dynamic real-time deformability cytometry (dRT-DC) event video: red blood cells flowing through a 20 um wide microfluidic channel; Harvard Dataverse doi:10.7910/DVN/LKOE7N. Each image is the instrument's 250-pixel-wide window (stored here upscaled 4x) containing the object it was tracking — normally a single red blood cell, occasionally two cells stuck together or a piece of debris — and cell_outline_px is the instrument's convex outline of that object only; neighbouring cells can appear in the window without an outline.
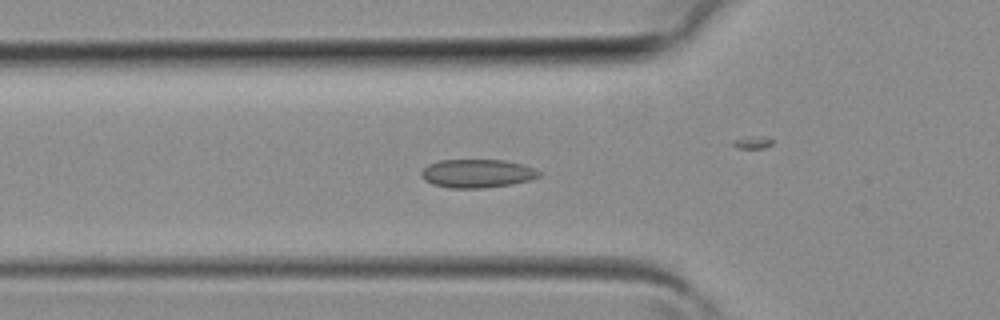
{"species": "common noctule bat (a hibernating species)", "species_latin": "Nyctalus noctula", "temperature_condition": "room temperature", "stored_images_in_passage": 41, "camera_frame_rate_fps": 3000, "um_per_image_px": 0.085, "animal": {"sex": "female", "body_mass_g": 19.3, "forearm_length_mm": 54.1}, "frame": {"image": 1, "passage_image": 14, "time_ms": 4.333, "image_size_px": [1000, 320], "cell_outline_px": [[540, 176], [528, 180], [512, 184], [480, 188], [448, 188], [432, 184], [424, 180], [420, 176], [420, 172], [428, 164], [440, 160], [504, 160], [524, 164], [540, 172]], "centroid_in_image_um": [40.51, 14.74], "position_along_channel_um": 85.3, "area_um2": 19.54}}
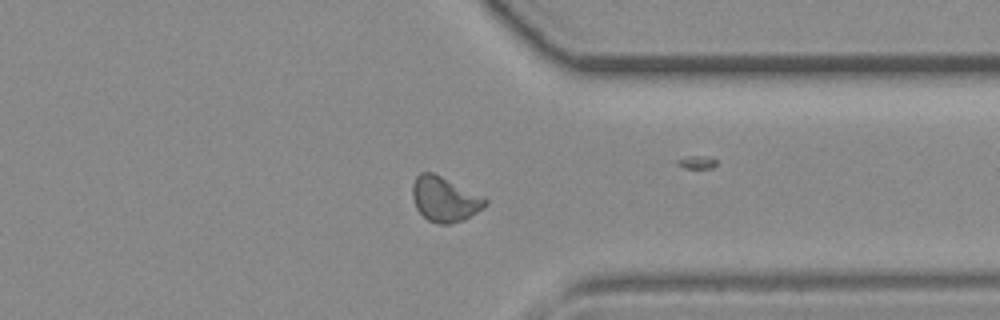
{"frame": {"image": 2, "passage_image": 31, "time_ms": 10.0, "image_size_px": [1000, 320], "cell_outline_px": [[488, 204], [464, 220], [448, 224], [440, 224], [428, 220], [416, 208], [412, 196], [412, 184], [416, 176], [420, 172], [432, 172], [484, 196], [488, 200]], "centroid_in_image_um": [37.79, 16.92], "position_along_channel_um": 373.6, "area_um2": 19.02}}
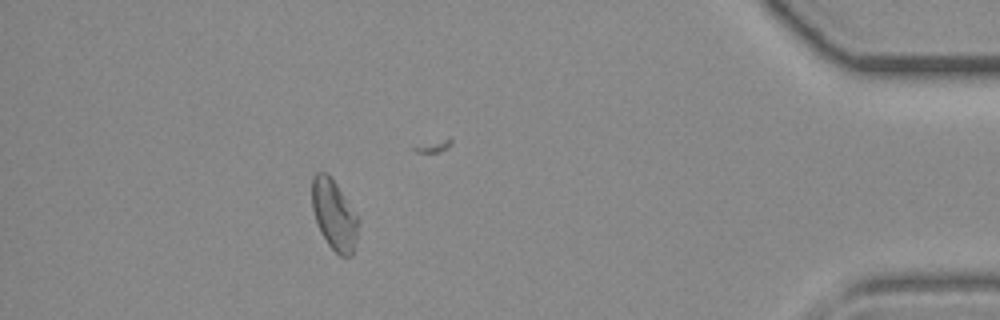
{"frame": {"image": 3, "passage_image": 36, "time_ms": 11.667, "image_size_px": [1000, 320], "cell_outline_px": [[356, 240], [352, 256], [340, 256], [328, 244], [320, 232], [312, 208], [312, 176], [316, 172], [324, 172], [336, 184], [356, 216]], "centroid_in_image_um": [28.35, 18.28], "position_along_channel_um": 406.8, "area_um2": 18.21}}